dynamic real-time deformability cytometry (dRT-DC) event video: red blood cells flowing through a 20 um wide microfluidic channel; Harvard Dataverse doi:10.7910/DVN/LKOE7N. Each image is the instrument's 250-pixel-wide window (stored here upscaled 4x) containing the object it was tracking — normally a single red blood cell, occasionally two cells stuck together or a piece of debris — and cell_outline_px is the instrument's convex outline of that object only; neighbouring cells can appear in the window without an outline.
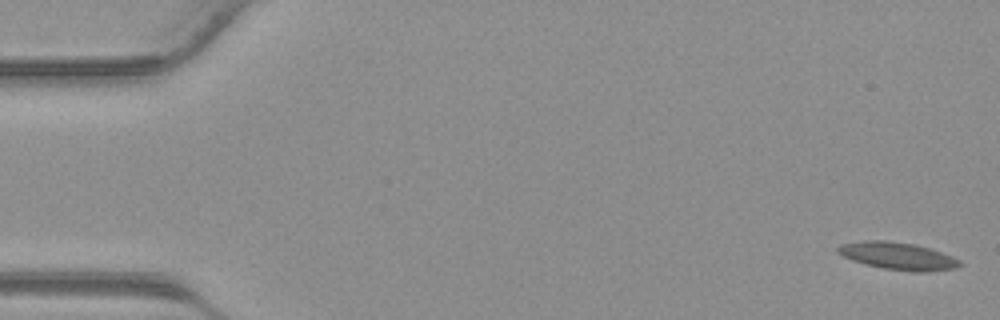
{"species": "common noctule bat (a hibernating species)", "species_latin": "Nyctalus noctula", "temperature_condition": "warm", "stored_images_in_passage": 42, "camera_frame_rate_fps": 3000, "um_per_image_px": 0.085, "animal": {"sex": "male", "body_mass_g": 23.1, "forearm_length_mm": 52.7}, "frame": {"image": 1, "passage_image": 1, "time_ms": 0.0, "image_size_px": [1000, 320], "cell_outline_px": [[964, 264], [956, 268], [924, 272], [912, 272], [884, 268], [852, 260], [836, 252], [836, 248], [840, 244], [864, 240], [888, 240], [916, 244], [952, 256], [960, 260]], "centroid_in_image_um": [76.33, 21.75], "position_along_channel_um": 8.7, "area_um2": 19.48}}
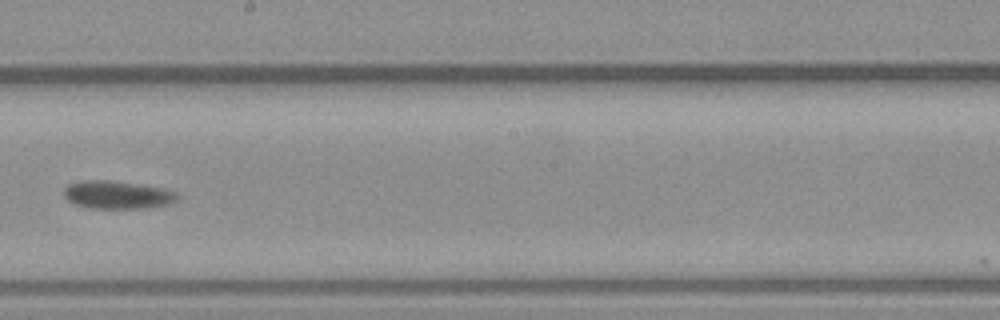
{"frame": {"image": 2, "passage_image": 24, "time_ms": 7.667, "image_size_px": [1000, 320], "cell_outline_px": [[180, 196], [176, 200], [168, 204], [148, 208], [88, 208], [76, 204], [68, 200], [64, 196], [64, 188], [68, 184], [80, 180], [108, 180], [140, 184], [168, 188], [176, 192]], "centroid_in_image_um": [10.0, 16.55], "position_along_channel_um": 238.2, "area_um2": 18.73}}
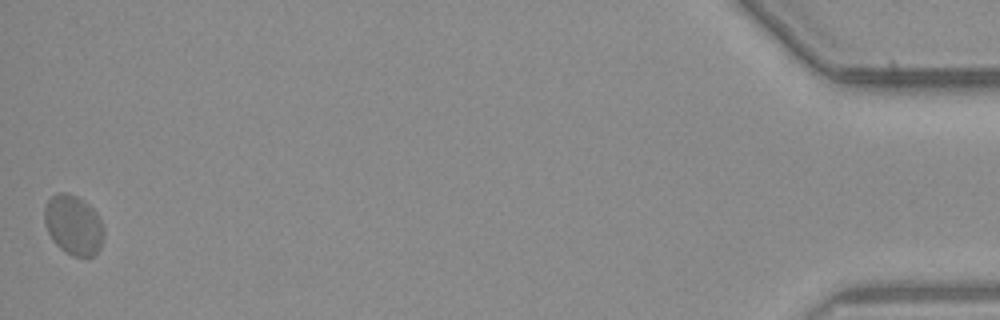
{"frame": {"image": 3, "passage_image": 42, "time_ms": 13.667, "image_size_px": [1000, 320], "cell_outline_px": [[104, 236], [100, 248], [92, 256], [72, 256], [64, 252], [52, 240], [44, 224], [44, 208], [48, 200], [56, 192], [68, 192], [84, 200], [96, 212], [104, 228]], "centroid_in_image_um": [6.23, 19.11], "position_along_channel_um": 429.0, "area_um2": 20.87}}